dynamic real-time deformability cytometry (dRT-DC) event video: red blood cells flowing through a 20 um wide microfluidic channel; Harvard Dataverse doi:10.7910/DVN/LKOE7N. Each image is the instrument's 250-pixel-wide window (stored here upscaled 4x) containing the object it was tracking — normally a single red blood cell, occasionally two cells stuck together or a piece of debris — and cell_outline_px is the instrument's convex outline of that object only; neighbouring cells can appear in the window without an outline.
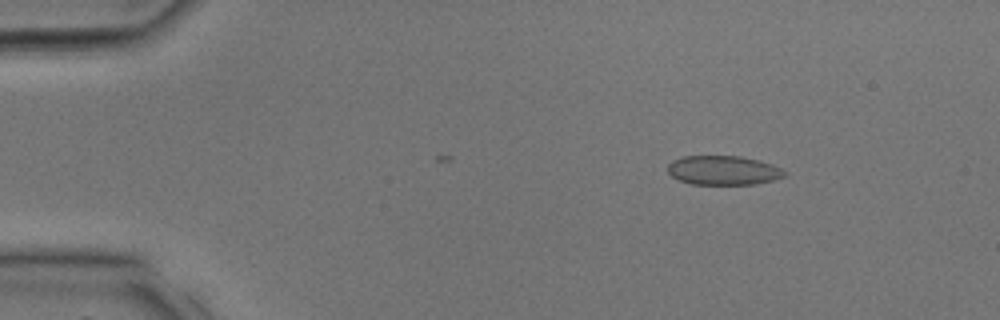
{"species": "common noctule bat (a hibernating species)", "species_latin": "Nyctalus noctula", "temperature_condition": "room temperature", "stored_images_in_passage": 27, "camera_frame_rate_fps": 3000, "um_per_image_px": 0.085, "animal": {"sex": "male", "body_mass_g": 17.9, "forearm_length_mm": 54.2}, "frame": {"image": 1, "passage_image": 5, "time_ms": 1.333, "image_size_px": [1000, 320], "cell_outline_px": [[788, 176], [756, 184], [692, 184], [680, 180], [672, 176], [668, 172], [668, 164], [672, 160], [680, 156], [740, 156], [760, 160], [772, 164], [788, 172]], "centroid_in_image_um": [61.51, 14.47], "position_along_channel_um": 23.5, "area_um2": 20.06}}
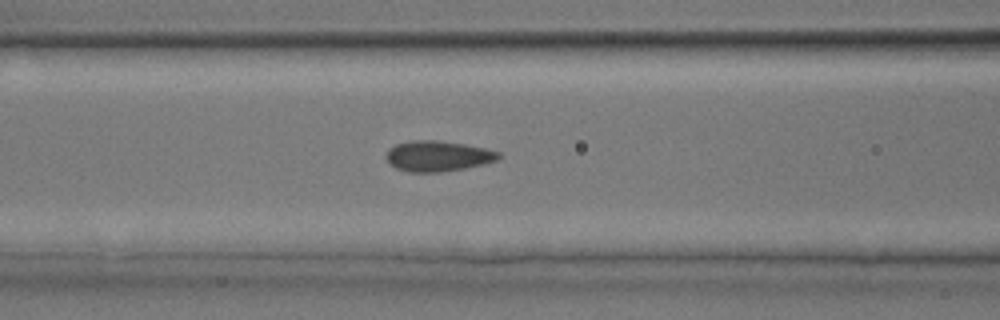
{"frame": {"image": 2, "passage_image": 14, "time_ms": 4.333, "image_size_px": [1000, 320], "cell_outline_px": [[500, 156], [496, 160], [484, 164], [464, 168], [440, 172], [408, 172], [396, 168], [384, 156], [388, 148], [396, 144], [412, 140], [436, 140], [464, 144], [484, 148], [500, 152]], "centroid_in_image_um": [37.18, 13.26], "position_along_channel_um": 129.4, "area_um2": 19.94}}
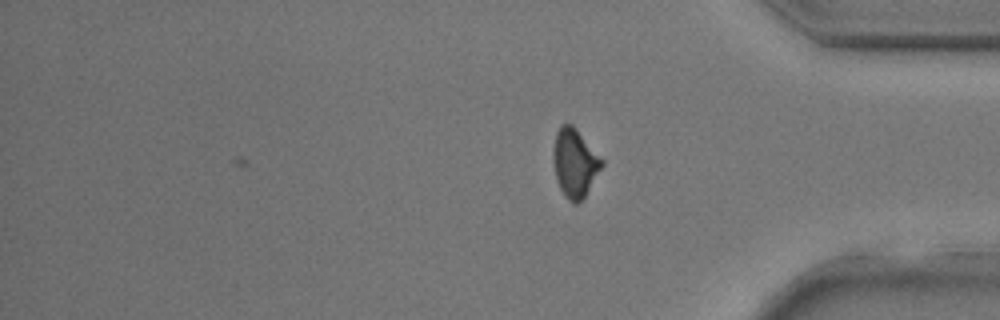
{"frame": {"image": 3, "passage_image": 27, "time_ms": 8.667, "image_size_px": [1000, 320], "cell_outline_px": [[604, 164], [584, 196], [576, 204], [572, 204], [564, 196], [556, 180], [552, 160], [552, 152], [556, 132], [560, 124], [572, 124], [576, 128], [604, 160]], "centroid_in_image_um": [48.83, 13.83], "position_along_channel_um": 386.4, "area_um2": 19.48}}